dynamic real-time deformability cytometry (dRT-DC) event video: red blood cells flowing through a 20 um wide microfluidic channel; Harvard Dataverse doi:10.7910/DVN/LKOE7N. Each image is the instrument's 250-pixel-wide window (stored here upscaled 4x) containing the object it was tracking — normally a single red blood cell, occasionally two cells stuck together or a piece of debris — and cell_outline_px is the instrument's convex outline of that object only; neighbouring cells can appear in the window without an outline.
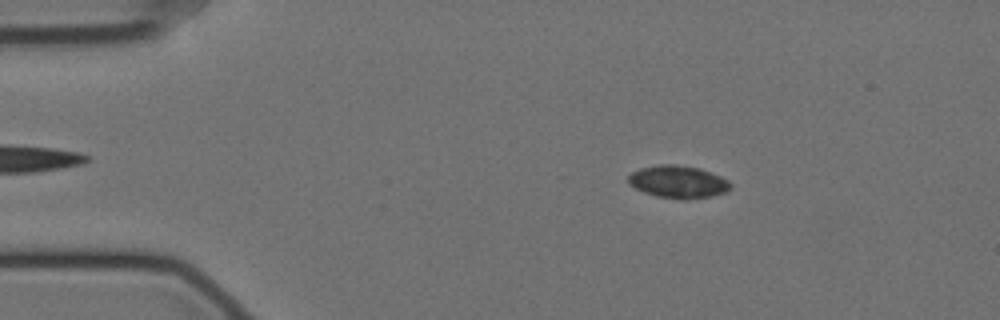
{"species": "Egyptian fruit bat (a non-hibernating species)", "species_latin": "Rousettus aegyptiacus", "temperature_condition": "cold", "stored_images_in_passage": 58, "camera_frame_rate_fps": 3000, "um_per_image_px": 0.085, "animal": {"sex": "female"}, "frame": {"image": 1, "passage_image": 9, "time_ms": 2.667, "image_size_px": [1000, 320], "cell_outline_px": [[732, 188], [724, 192], [712, 196], [684, 200], [680, 200], [656, 196], [644, 192], [628, 184], [628, 176], [632, 172], [640, 168], [660, 164], [676, 164], [700, 168], [720, 176], [728, 180], [732, 184]], "centroid_in_image_um": [57.64, 15.46], "position_along_channel_um": 27.4, "area_um2": 19.54}}
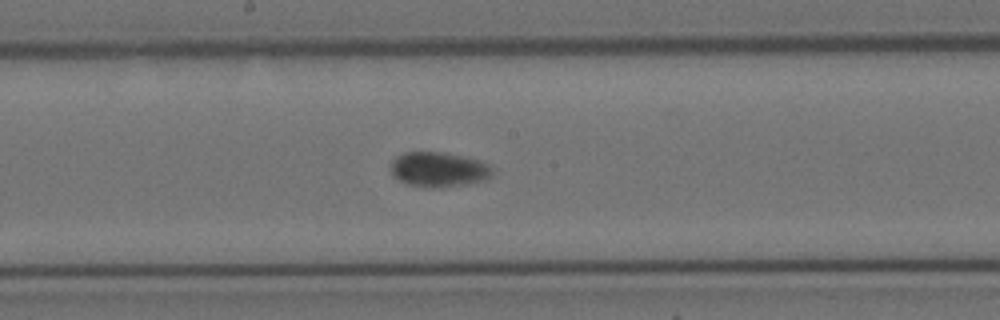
{"frame": {"image": 2, "passage_image": 30, "time_ms": 9.667, "image_size_px": [1000, 320], "cell_outline_px": [[492, 176], [488, 180], [440, 188], [432, 188], [408, 184], [392, 176], [392, 160], [396, 156], [404, 152], [440, 152], [480, 160], [488, 164], [492, 168]], "centroid_in_image_um": [37.3, 14.41], "position_along_channel_um": 210.9, "area_um2": 20.63}}
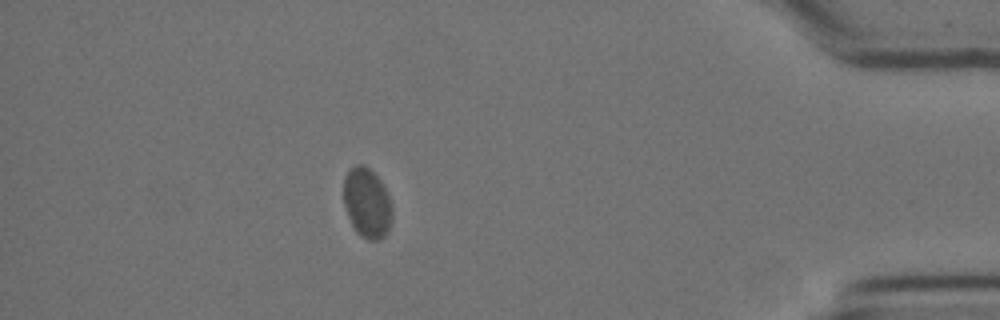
{"frame": {"image": 3, "passage_image": 51, "time_ms": 16.667, "image_size_px": [1000, 320], "cell_outline_px": [[392, 220], [388, 232], [380, 240], [368, 240], [360, 236], [352, 228], [344, 204], [344, 176], [356, 164], [364, 164], [380, 180], [392, 204]], "centroid_in_image_um": [31.2, 17.29], "position_along_channel_um": 404.0, "area_um2": 19.88}, "authors_computed_cell_mechanics": {"area_um2": 19.941, "velocity_mm_per_s": 3.4306, "shape_relaxation_time_tau1_ms": 2.4863, "shape_relaxation_time_tau2_ms": 8.3389, "deformation_change_tau1": 0.0406, "deformation_change_tau2": 0.0642}}